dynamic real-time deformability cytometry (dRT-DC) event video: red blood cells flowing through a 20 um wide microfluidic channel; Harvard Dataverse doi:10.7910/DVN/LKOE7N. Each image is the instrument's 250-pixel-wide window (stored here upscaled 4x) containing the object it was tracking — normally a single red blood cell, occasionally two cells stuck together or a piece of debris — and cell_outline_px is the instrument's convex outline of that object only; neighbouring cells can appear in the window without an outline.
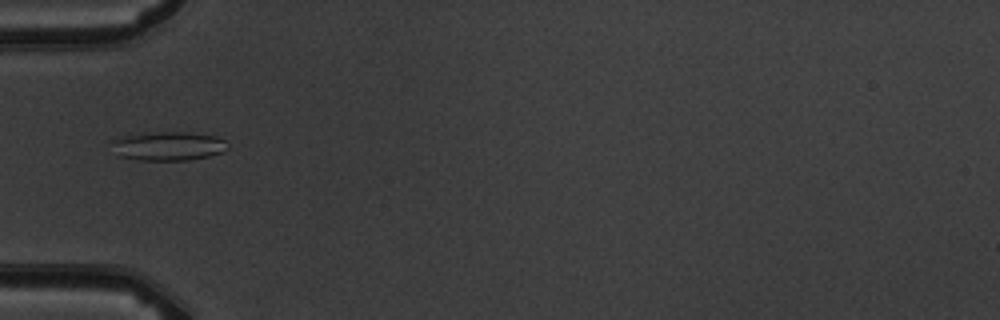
{"species": "common noctule bat (a hibernating species)", "species_latin": "Nyctalus noctula", "temperature_condition": "warm", "stored_images_in_passage": 5, "camera_frame_rate_fps": 3000, "um_per_image_px": 0.085, "animal": {"sex": "male", "body_mass_g": 19.5, "forearm_length_mm": 54.6}, "frame": {"image": 1, "passage_image": 5, "time_ms": 4.667, "image_size_px": [1000, 320], "cell_outline_px": [[228, 148], [224, 152], [208, 156], [188, 160], [140, 160], [120, 156], [112, 140], [124, 136], [160, 132], [184, 132], [216, 136], [224, 140]], "centroid_in_image_um": [14.38, 12.42], "position_along_channel_um": 70.6, "area_um2": 19.02}}